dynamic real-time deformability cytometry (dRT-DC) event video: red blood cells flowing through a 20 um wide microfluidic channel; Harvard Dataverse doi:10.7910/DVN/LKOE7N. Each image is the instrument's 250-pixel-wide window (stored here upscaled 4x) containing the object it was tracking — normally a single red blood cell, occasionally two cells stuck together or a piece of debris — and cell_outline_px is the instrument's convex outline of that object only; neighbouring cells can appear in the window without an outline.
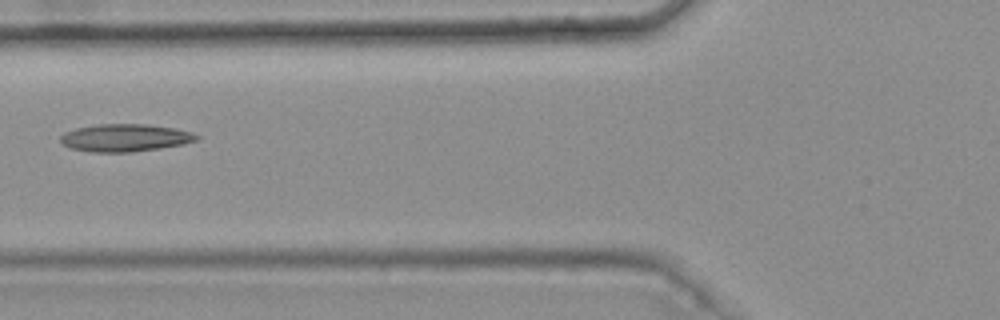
{"species": "common noctule bat (a hibernating species)", "species_latin": "Nyctalus noctula", "temperature_condition": "warm", "stored_images_in_passage": 8, "camera_frame_rate_fps": 3000, "um_per_image_px": 0.085, "animal": {"sex": "female", "body_mass_g": 25.1}, "frame": {"image": 1, "passage_image": 7, "time_ms": 2.0, "image_size_px": [1000, 320], "cell_outline_px": [[200, 136], [196, 140], [184, 144], [128, 152], [92, 152], [72, 148], [64, 144], [60, 140], [60, 136], [64, 132], [76, 128], [96, 124], [144, 124], [176, 128], [192, 132]], "centroid_in_image_um": [10.62, 11.7], "position_along_channel_um": 115.2, "area_um2": 21.68}}
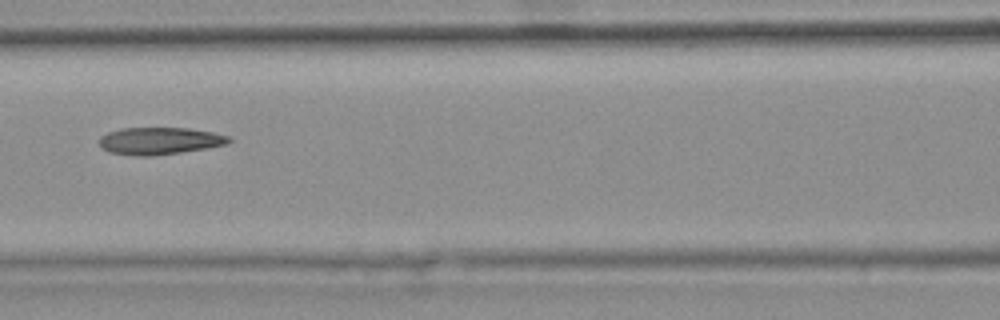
{"frame": {"image": 2, "passage_image": 8, "time_ms": 2.333, "image_size_px": [1000, 320], "cell_outline_px": [[232, 140], [228, 144], [208, 148], [152, 156], [136, 156], [108, 152], [100, 144], [100, 136], [108, 132], [120, 128], [188, 128], [212, 132], [228, 136]], "centroid_in_image_um": [13.57, 11.97], "position_along_channel_um": 153.0, "area_um2": 20.52}}